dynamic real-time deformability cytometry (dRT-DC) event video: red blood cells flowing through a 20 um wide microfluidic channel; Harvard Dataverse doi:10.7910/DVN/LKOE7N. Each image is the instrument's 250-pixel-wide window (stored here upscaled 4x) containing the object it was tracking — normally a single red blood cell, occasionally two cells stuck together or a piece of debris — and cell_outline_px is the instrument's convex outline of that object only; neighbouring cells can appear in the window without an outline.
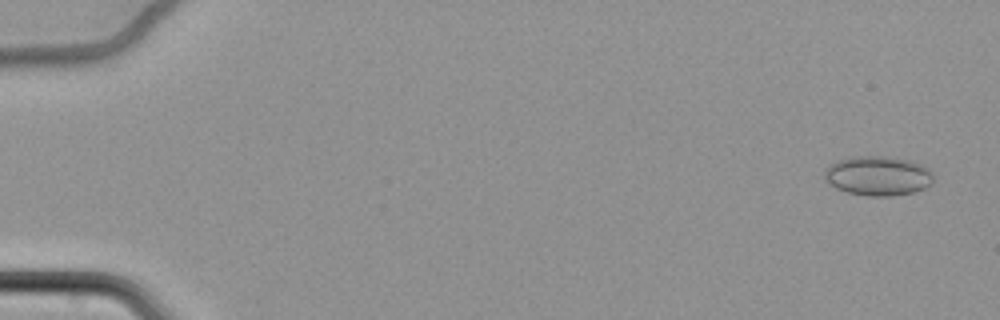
{"species": "common noctule bat (a hibernating species)", "species_latin": "Nyctalus noctula", "temperature_condition": "cold", "stored_images_in_passage": 65, "camera_frame_rate_fps": 3000, "um_per_image_px": 0.085, "animal": {"sex": "female", "body_mass_g": 22.7, "forearm_length_mm": 54.2}, "frame": {"image": 1, "passage_image": 4, "time_ms": 1.0, "image_size_px": [1000, 320], "cell_outline_px": [[932, 184], [924, 188], [912, 192], [892, 196], [868, 196], [848, 192], [836, 188], [824, 180], [824, 172], [828, 164], [852, 156], [880, 156], [912, 160], [928, 168], [932, 172]], "centroid_in_image_um": [74.61, 14.94], "position_along_channel_um": 10.4, "area_um2": 25.14}}
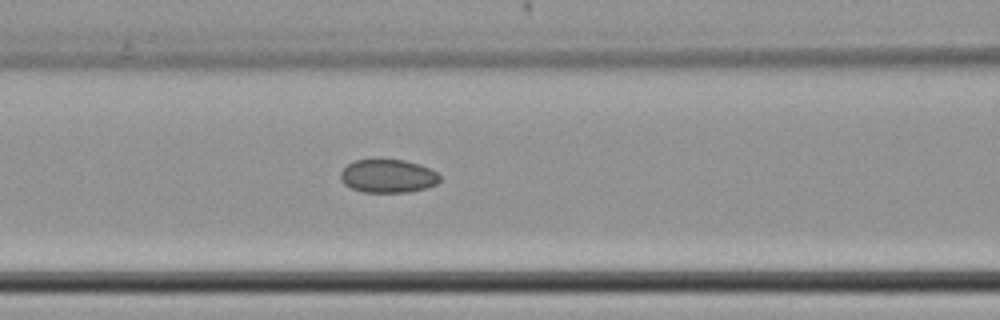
{"frame": {"image": 2, "passage_image": 31, "time_ms": 10.0, "image_size_px": [1000, 320], "cell_outline_px": [[440, 180], [436, 184], [428, 188], [408, 192], [364, 192], [352, 188], [344, 184], [340, 180], [340, 172], [348, 164], [356, 160], [376, 156], [404, 160], [420, 164], [436, 172], [440, 176]], "centroid_in_image_um": [32.95, 14.92], "position_along_channel_um": 133.6, "area_um2": 19.94}}
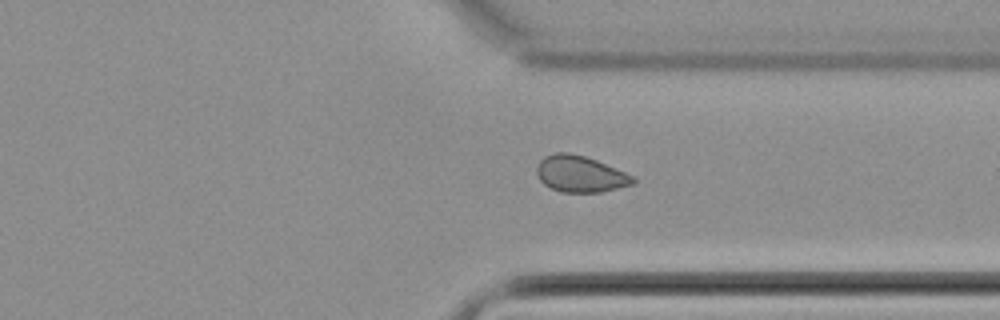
{"frame": {"image": 3, "passage_image": 51, "time_ms": 16.667, "image_size_px": [1000, 320], "cell_outline_px": [[636, 180], [632, 184], [600, 192], [560, 192], [544, 184], [540, 180], [536, 172], [536, 168], [540, 160], [544, 156], [556, 152], [568, 152], [584, 156], [596, 160], [636, 176]], "centroid_in_image_um": [49.32, 14.78], "position_along_channel_um": 362.1, "area_um2": 20.4}, "authors_computed_cell_mechanics": {"area_um2": 20.5768, "velocity_mm_per_s": 3.4184, "shape_relaxation_time_tau1_ms": null, "shape_relaxation_time_tau2_ms": 7.1206, "deformation_change_tau1": null, "deformation_change_tau2": 0.0828}}